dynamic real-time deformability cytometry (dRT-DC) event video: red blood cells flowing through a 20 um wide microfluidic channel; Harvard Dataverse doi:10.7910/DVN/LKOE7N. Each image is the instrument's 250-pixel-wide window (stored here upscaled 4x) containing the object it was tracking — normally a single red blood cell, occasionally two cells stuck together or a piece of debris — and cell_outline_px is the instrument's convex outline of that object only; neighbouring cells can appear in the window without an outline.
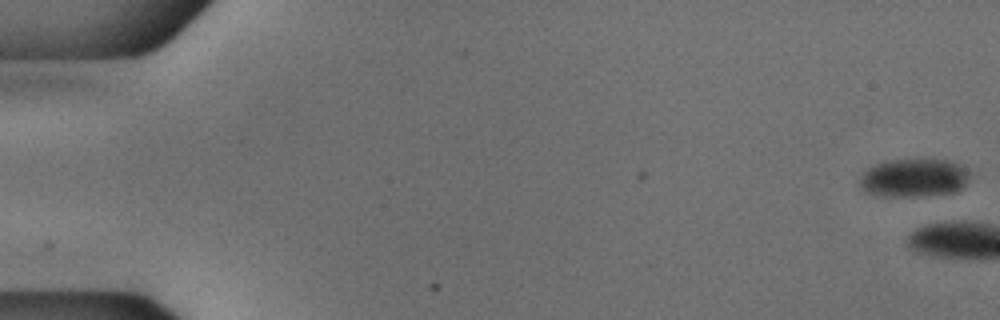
{"species": "common noctule bat (a hibernating species)", "species_latin": "Nyctalus noctula", "temperature_condition": "cold", "stored_images_in_passage": 3, "camera_frame_rate_fps": 3000, "um_per_image_px": 0.085, "animal": {"sex": "male", "body_mass_g": 18.8}, "frame": {"image": 1, "passage_image": 1, "time_ms": 0.0, "image_size_px": [1000, 320], "cell_outline_px": [[968, 180], [956, 192], [924, 196], [880, 196], [864, 192], [860, 188], [860, 176], [872, 164], [884, 160], [948, 160], [968, 168]], "centroid_in_image_um": [77.64, 15.12], "position_along_channel_um": 7.4, "area_um2": 24.74}}